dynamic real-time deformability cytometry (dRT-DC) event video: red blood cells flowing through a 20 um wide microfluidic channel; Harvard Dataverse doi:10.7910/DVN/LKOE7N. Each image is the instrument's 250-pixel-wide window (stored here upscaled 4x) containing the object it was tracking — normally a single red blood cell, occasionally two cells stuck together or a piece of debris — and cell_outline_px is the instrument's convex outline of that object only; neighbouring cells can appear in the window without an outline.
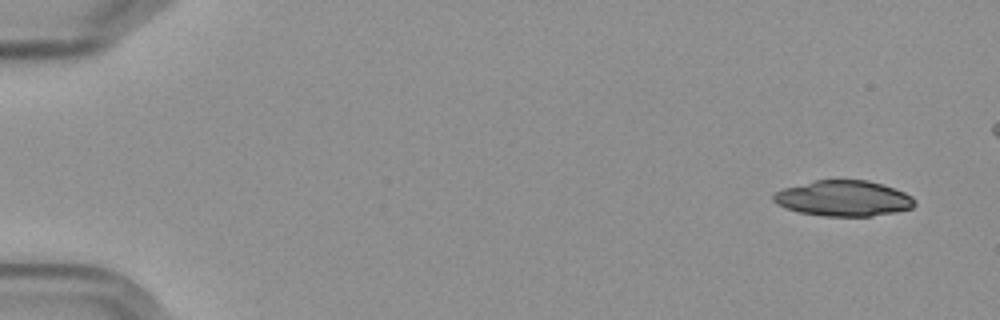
{"species": "Egyptian fruit bat (a non-hibernating species)", "species_latin": "Rousettus aegyptiacus", "temperature_condition": "cold", "stored_images_in_passage": 5, "camera_frame_rate_fps": 3000, "um_per_image_px": 0.085, "frame": {"image": 1, "passage_image": 1, "time_ms": 0.0, "image_size_px": [1000, 320], "cell_outline_px": [[916, 204], [912, 208], [896, 212], [872, 216], [824, 216], [800, 212], [784, 208], [776, 204], [772, 200], [772, 196], [776, 192], [784, 188], [816, 180], [868, 180], [904, 192], [912, 196], [916, 200]], "centroid_in_image_um": [71.7, 16.87], "position_along_channel_um": 13.3, "area_um2": 29.3}}